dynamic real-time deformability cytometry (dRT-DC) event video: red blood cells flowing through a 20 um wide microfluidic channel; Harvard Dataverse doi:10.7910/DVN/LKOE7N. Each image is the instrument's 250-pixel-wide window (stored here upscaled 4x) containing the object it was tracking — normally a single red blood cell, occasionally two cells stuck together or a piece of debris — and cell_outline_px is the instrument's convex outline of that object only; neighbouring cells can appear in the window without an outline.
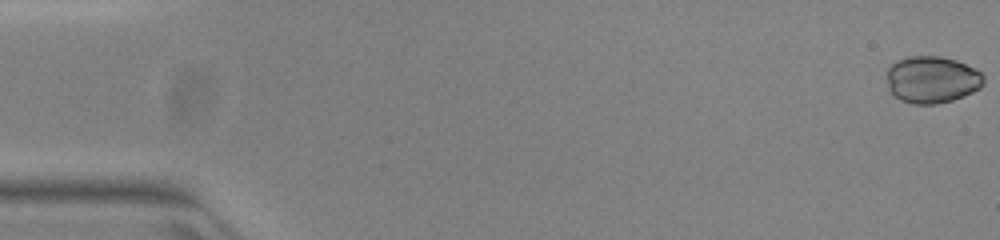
{"species": "common noctule bat (a hibernating species)", "species_latin": "Nyctalus noctula", "temperature_condition": "warm", "stored_images_in_passage": 52, "camera_frame_rate_fps": 3000, "um_per_image_px": 0.085, "animal": {"sex": "female", "body_mass_g": 23.0, "forearm_length_mm": 53.4}, "frame": {"image": 1, "passage_image": 1, "time_ms": 0.0, "image_size_px": [1000, 240], "cell_outline_px": [[984, 84], [980, 88], [964, 96], [952, 100], [936, 104], [912, 104], [900, 100], [888, 88], [888, 68], [896, 60], [908, 56], [940, 56], [956, 60], [980, 72], [984, 76]], "centroid_in_image_um": [79.22, 6.77], "position_along_channel_um": 5.8, "area_um2": 26.47}}
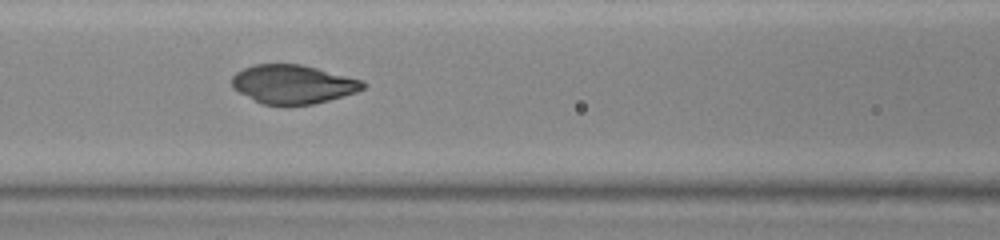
{"frame": {"image": 2, "passage_image": 23, "time_ms": 7.333, "image_size_px": [1000, 240], "cell_outline_px": [[364, 88], [356, 92], [328, 100], [312, 104], [264, 104], [232, 88], [232, 76], [236, 72], [244, 68], [256, 64], [300, 64], [364, 80]], "centroid_in_image_um": [24.9, 7.14], "position_along_channel_um": 141.7, "area_um2": 29.13}}
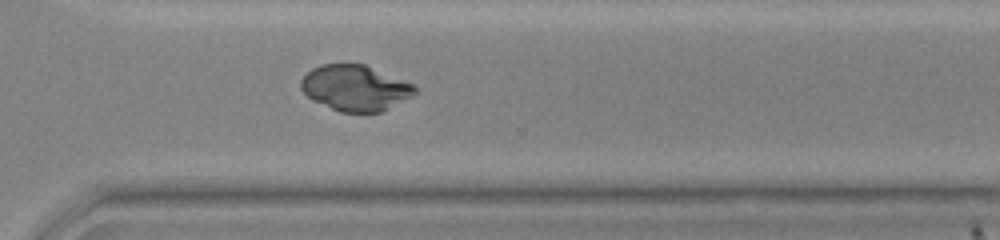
{"frame": {"image": 3, "passage_image": 38, "time_ms": 12.333, "image_size_px": [1000, 240], "cell_outline_px": [[416, 92], [412, 96], [384, 112], [340, 112], [312, 100], [300, 88], [300, 80], [312, 68], [320, 64], [364, 64], [412, 84], [416, 88]], "centroid_in_image_um": [30.17, 7.48], "position_along_channel_um": 340.4, "area_um2": 30.23}}